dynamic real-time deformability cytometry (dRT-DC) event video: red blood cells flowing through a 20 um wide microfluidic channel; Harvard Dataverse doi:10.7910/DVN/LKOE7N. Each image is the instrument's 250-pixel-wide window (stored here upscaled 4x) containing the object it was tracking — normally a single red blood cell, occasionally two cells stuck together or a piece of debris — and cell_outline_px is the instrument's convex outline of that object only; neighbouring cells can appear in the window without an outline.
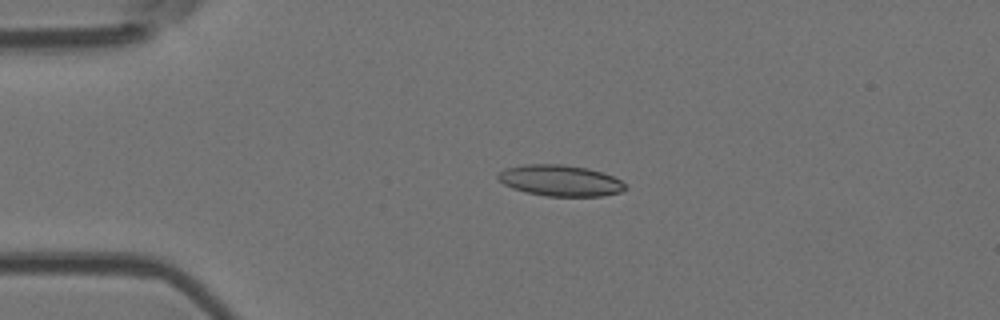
{"species": "Egyptian fruit bat (a non-hibernating species)", "species_latin": "Rousettus aegyptiacus", "temperature_condition": "room temperature", "stored_images_in_passage": 5, "camera_frame_rate_fps": 3000, "um_per_image_px": 0.085, "animal": {"sex": "female"}, "frame": {"image": 1, "passage_image": 4, "time_ms": 3.333, "image_size_px": [1000, 320], "cell_outline_px": [[628, 188], [620, 192], [604, 196], [544, 196], [524, 192], [512, 188], [504, 184], [496, 176], [504, 168], [524, 164], [560, 164], [588, 168], [604, 172], [620, 180]], "centroid_in_image_um": [47.62, 15.35], "position_along_channel_um": 37.4, "area_um2": 23.24}}